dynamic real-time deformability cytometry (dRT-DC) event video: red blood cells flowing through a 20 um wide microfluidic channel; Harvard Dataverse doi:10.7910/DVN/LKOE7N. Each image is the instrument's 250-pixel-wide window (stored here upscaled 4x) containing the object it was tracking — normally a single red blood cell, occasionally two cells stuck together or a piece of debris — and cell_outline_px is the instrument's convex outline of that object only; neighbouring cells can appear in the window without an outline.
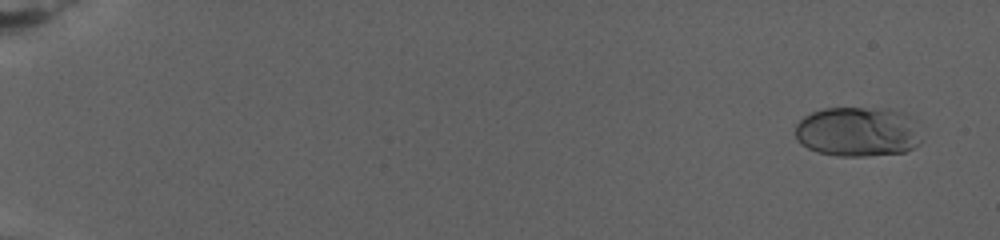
{"species": "human", "species_latin": "Homo sapiens", "temperature_condition": "warm", "stored_images_in_passage": 20, "camera_frame_rate_fps": 3000, "um_per_image_px": 0.085, "donor": {"sex": "female"}, "frame": {"image": 1, "passage_image": 2, "time_ms": 1.0, "image_size_px": [1000, 240], "cell_outline_px": [[924, 140], [920, 144], [904, 152], [864, 156], [836, 156], [820, 152], [808, 148], [800, 144], [796, 140], [796, 124], [804, 116], [812, 112], [824, 108], [888, 108], [904, 112], [916, 120]], "centroid_in_image_um": [72.97, 11.19], "position_along_channel_um": 12.0, "area_um2": 37.34}}
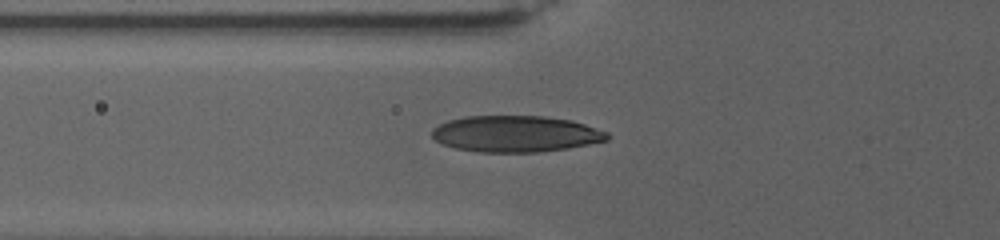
{"frame": {"image": 2, "passage_image": 15, "time_ms": 10.667, "image_size_px": [1000, 240], "cell_outline_px": [[608, 140], [568, 148], [540, 152], [476, 152], [456, 148], [440, 144], [432, 136], [432, 128], [448, 120], [464, 116], [544, 116], [572, 120], [608, 132]], "centroid_in_image_um": [43.81, 11.38], "position_along_channel_um": 82.0, "area_um2": 37.22}}
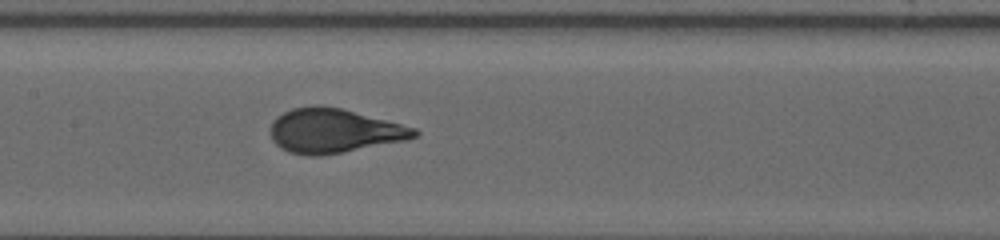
{"frame": {"image": 3, "passage_image": 20, "time_ms": 14.333, "image_size_px": [1000, 240], "cell_outline_px": [[420, 132], [416, 136], [408, 140], [320, 156], [308, 156], [288, 152], [280, 148], [272, 140], [272, 124], [276, 116], [292, 108], [312, 104], [324, 104], [340, 108], [416, 128]], "centroid_in_image_um": [28.37, 11.11], "position_along_channel_um": 179.0, "area_um2": 37.17}}